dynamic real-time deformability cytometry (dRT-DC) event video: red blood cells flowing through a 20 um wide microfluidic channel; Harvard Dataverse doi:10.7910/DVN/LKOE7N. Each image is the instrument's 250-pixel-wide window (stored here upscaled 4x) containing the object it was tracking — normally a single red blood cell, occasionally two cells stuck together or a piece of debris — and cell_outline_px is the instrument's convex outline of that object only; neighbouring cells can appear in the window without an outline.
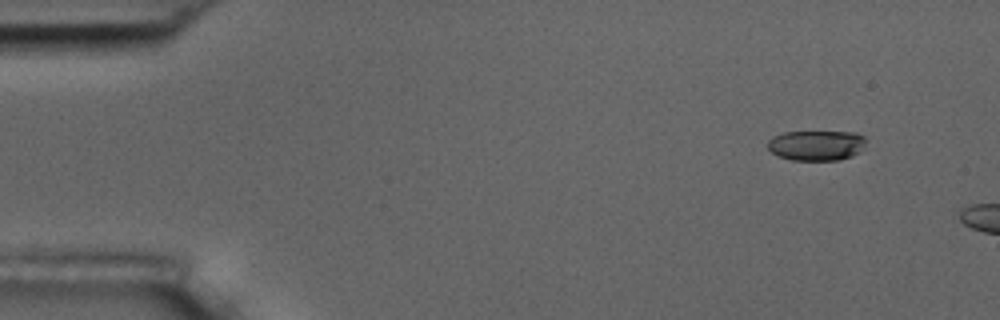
{"species": "common noctule bat (a hibernating species)", "species_latin": "Nyctalus noctula", "temperature_condition": "room temperature", "stored_images_in_passage": 4, "camera_frame_rate_fps": 3000, "um_per_image_px": 0.085, "animal": {"sex": "male", "body_mass_g": 17.5, "forearm_length_mm": 52.3}, "frame": {"image": 1, "passage_image": 2, "time_ms": 1.333, "image_size_px": [1000, 320], "cell_outline_px": [[864, 144], [852, 156], [840, 160], [792, 160], [776, 156], [768, 148], [768, 140], [772, 136], [784, 132], [856, 132], [864, 136]], "centroid_in_image_um": [69.34, 12.35], "position_along_channel_um": 15.7, "area_um2": 17.22}}